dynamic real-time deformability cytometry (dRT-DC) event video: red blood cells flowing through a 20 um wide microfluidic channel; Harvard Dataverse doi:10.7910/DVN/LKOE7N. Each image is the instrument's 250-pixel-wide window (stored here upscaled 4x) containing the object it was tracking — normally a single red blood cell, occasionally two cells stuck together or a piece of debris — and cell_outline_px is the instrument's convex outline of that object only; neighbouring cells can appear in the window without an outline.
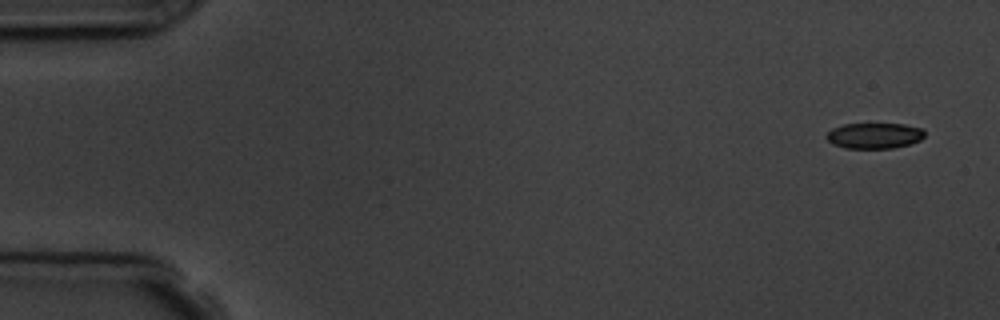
{"species": "common noctule bat (a hibernating species)", "species_latin": "Nyctalus noctula", "temperature_condition": "room temperature", "stored_images_in_passage": 5, "camera_frame_rate_fps": 3000, "um_per_image_px": 0.085, "animal": {"sex": "male", "body_mass_g": 19.5, "forearm_length_mm": 54.6}, "frame": {"image": 1, "passage_image": 1, "time_ms": 0.0, "image_size_px": [1000, 320], "cell_outline_px": [[924, 136], [920, 140], [912, 144], [892, 148], [844, 148], [832, 144], [824, 136], [832, 128], [844, 124], [904, 124], [924, 128]], "centroid_in_image_um": [74.33, 11.53], "position_along_channel_um": 10.7, "area_um2": 14.85}}